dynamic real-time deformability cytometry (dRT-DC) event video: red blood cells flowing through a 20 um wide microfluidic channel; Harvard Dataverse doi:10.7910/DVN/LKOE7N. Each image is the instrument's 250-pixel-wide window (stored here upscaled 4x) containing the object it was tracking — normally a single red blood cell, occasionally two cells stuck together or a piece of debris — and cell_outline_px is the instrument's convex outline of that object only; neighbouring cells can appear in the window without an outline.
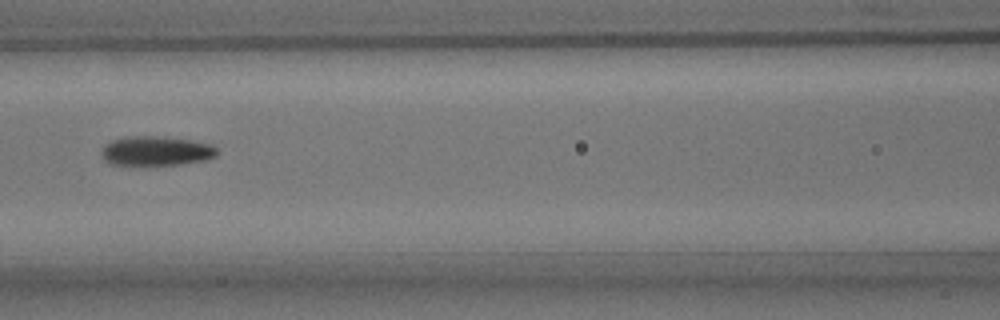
{"species": "common noctule bat (a hibernating species)", "species_latin": "Nyctalus noctula", "temperature_condition": "room temperature", "stored_images_in_passage": 7, "camera_frame_rate_fps": 3000, "um_per_image_px": 0.085, "animal": {"sex": "male", "body_mass_g": 15.6}, "frame": {"image": 1, "passage_image": 7, "time_ms": 7.667, "image_size_px": [1000, 320], "cell_outline_px": [[216, 156], [204, 160], [180, 164], [132, 168], [108, 164], [104, 160], [100, 152], [104, 144], [112, 140], [128, 136], [156, 136], [188, 140], [212, 144], [216, 148]], "centroid_in_image_um": [13.15, 12.88], "position_along_channel_um": 153.4, "area_um2": 20.63}}